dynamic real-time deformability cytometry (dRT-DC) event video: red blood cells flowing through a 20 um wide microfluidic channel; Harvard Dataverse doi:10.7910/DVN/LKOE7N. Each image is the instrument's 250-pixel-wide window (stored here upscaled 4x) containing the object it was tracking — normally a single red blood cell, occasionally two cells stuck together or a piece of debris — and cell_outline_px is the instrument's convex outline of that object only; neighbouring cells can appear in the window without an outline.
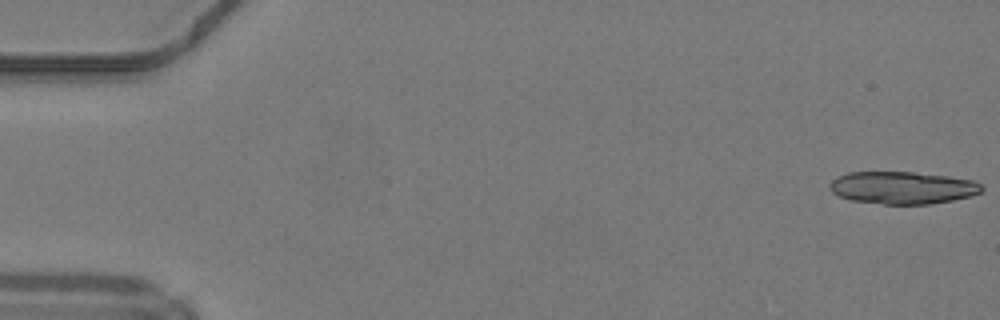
{"species": "common noctule bat (a hibernating species)", "species_latin": "Nyctalus noctula", "temperature_condition": "warm", "stored_images_in_passage": 46, "camera_frame_rate_fps": 3000, "um_per_image_px": 0.085, "animal": {"sex": "male", "body_mass_g": 19.2, "forearm_length_mm": 51.8}, "frame": {"image": 1, "passage_image": 1, "time_ms": 0.0, "image_size_px": [1000, 320], "cell_outline_px": [[984, 188], [980, 192], [972, 196], [932, 204], [884, 204], [852, 200], [836, 196], [832, 192], [828, 184], [832, 180], [848, 172], [912, 172], [948, 176], [972, 180], [980, 184]], "centroid_in_image_um": [76.7, 15.96], "position_along_channel_um": 8.3, "area_um2": 28.73}}
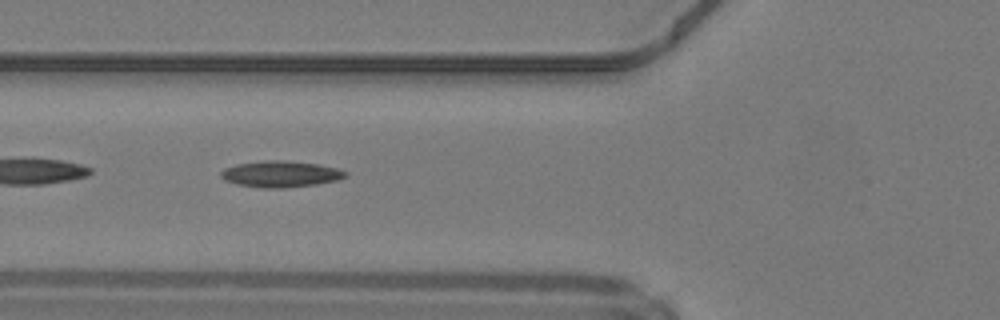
{"frame": {"image": 2, "passage_image": 19, "time_ms": 6.0, "image_size_px": [1000, 320], "cell_outline_px": [[348, 176], [340, 180], [316, 184], [284, 188], [264, 188], [236, 184], [224, 180], [220, 176], [220, 172], [224, 168], [236, 164], [264, 160], [288, 160], [320, 164], [336, 168], [348, 172]], "centroid_in_image_um": [23.87, 14.78], "position_along_channel_um": 101.9, "area_um2": 19.36}}
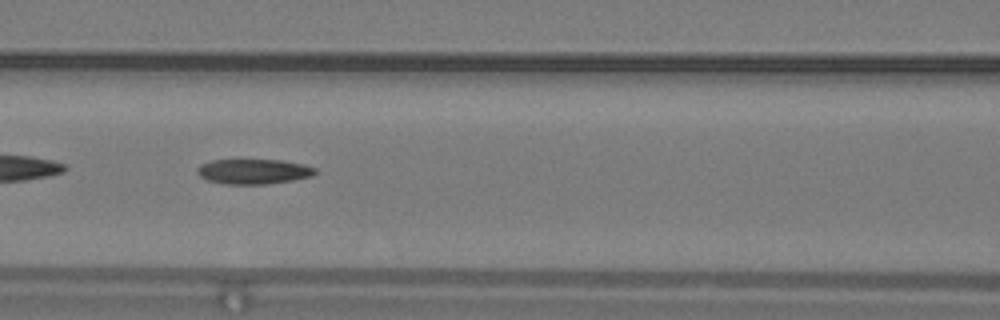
{"frame": {"image": 3, "passage_image": 22, "time_ms": 7.0, "image_size_px": [1000, 320], "cell_outline_px": [[316, 172], [312, 176], [292, 180], [268, 184], [224, 184], [208, 180], [200, 176], [196, 172], [196, 168], [200, 164], [212, 160], [280, 160], [304, 164], [316, 168]], "centroid_in_image_um": [21.53, 14.57], "position_along_channel_um": 145.1, "area_um2": 17.22}}